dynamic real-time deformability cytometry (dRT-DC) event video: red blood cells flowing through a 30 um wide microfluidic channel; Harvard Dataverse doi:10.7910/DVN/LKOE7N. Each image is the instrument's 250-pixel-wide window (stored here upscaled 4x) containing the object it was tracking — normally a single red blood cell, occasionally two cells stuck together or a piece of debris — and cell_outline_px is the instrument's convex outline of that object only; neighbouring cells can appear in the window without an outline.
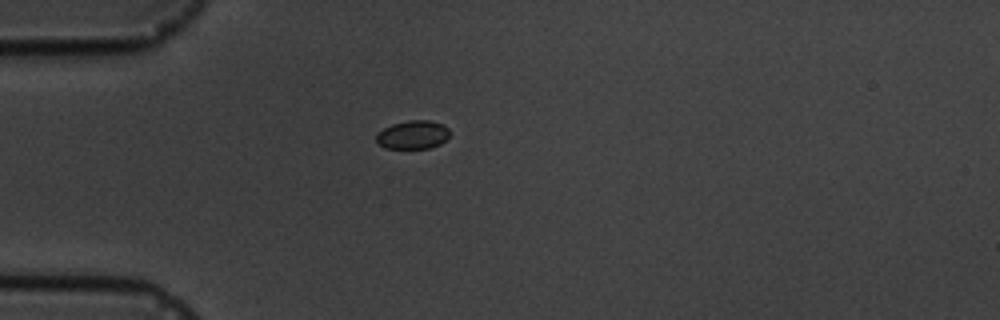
{"species": "common noctule bat (a hibernating species)", "species_latin": "Nyctalus noctula", "temperature_condition": "cold", "stored_images_in_passage": 1, "camera_frame_rate_fps": 3000, "um_per_image_px": 0.085, "animal": {"sex": "male", "body_mass_g": 19.5, "forearm_length_mm": 54.6}, "frame": {"image": 1, "passage_image": 1, "time_ms": 0.0, "image_size_px": [1000, 320], "cell_outline_px": [[448, 136], [440, 144], [428, 148], [384, 148], [376, 140], [376, 132], [392, 124], [408, 120], [428, 120], [440, 124], [448, 128]], "centroid_in_image_um": [35.05, 11.45], "position_along_channel_um": 50.0, "area_um2": 12.02}}